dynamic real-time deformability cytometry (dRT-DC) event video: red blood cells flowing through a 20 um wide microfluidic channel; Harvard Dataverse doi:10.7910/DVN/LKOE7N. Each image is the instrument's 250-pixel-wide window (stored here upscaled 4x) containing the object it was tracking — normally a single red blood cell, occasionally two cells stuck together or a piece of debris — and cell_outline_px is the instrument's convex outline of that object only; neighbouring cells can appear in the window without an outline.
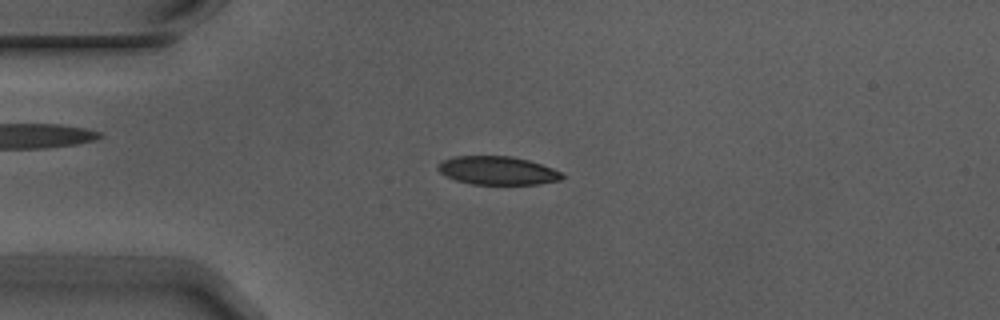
{"species": "Egyptian fruit bat (a non-hibernating species)", "species_latin": "Rousettus aegyptiacus", "temperature_condition": "warm", "stored_images_in_passage": 6, "camera_frame_rate_fps": 3000, "um_per_image_px": 0.085, "animal": {"sex": "male"}, "frame": {"image": 1, "passage_image": 2, "time_ms": 0.333, "image_size_px": [1000, 320], "cell_outline_px": [[564, 176], [560, 180], [536, 184], [472, 184], [456, 180], [440, 172], [436, 168], [444, 160], [456, 156], [512, 156], [528, 160], [552, 168], [560, 172]], "centroid_in_image_um": [42.29, 14.49], "position_along_channel_um": 42.7, "area_um2": 20.23}}
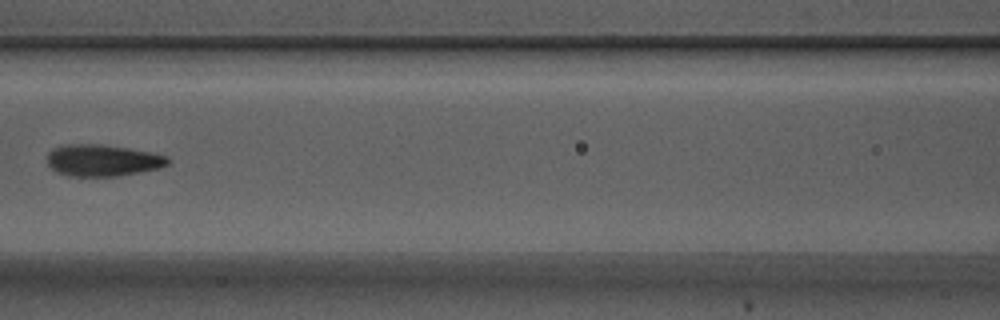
{"frame": {"image": 2, "passage_image": 5, "time_ms": 1.333, "image_size_px": [1000, 320], "cell_outline_px": [[172, 160], [168, 164], [160, 168], [140, 172], [116, 176], [68, 176], [56, 172], [48, 164], [48, 152], [52, 148], [60, 144], [100, 144], [128, 148], [168, 156]], "centroid_in_image_um": [8.71, 13.62], "position_along_channel_um": 157.9, "area_um2": 22.43}}
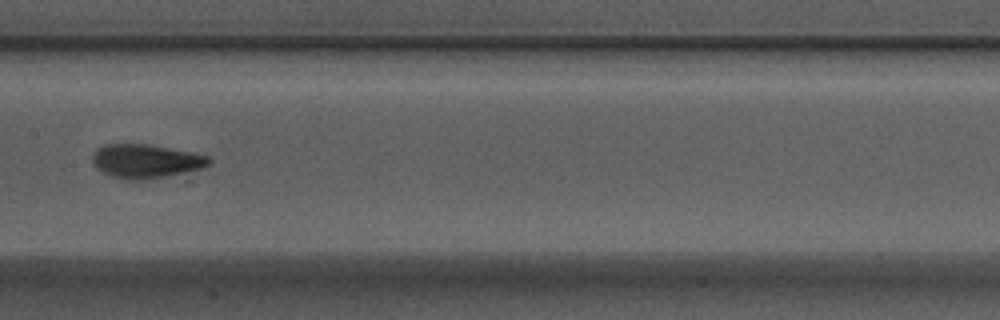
{"frame": {"image": 3, "passage_image": 6, "time_ms": 1.667, "image_size_px": [1000, 320], "cell_outline_px": [[212, 160], [208, 164], [200, 168], [168, 176], [144, 180], [124, 180], [108, 176], [96, 168], [92, 164], [92, 152], [96, 148], [104, 144], [144, 144], [192, 152], [208, 156]], "centroid_in_image_um": [12.3, 13.71], "position_along_channel_um": 195.1, "area_um2": 23.12}}